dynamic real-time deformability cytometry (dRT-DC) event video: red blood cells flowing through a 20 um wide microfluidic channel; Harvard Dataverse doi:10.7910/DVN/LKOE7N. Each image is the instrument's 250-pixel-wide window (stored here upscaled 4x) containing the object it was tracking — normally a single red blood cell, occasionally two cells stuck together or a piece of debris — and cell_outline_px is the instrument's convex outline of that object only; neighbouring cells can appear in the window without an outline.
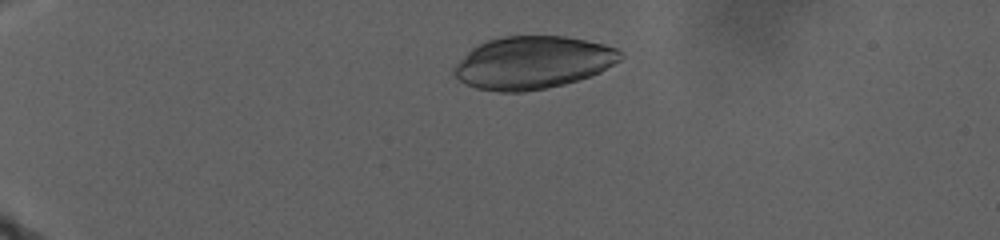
{"species": "human", "species_latin": "Homo sapiens", "temperature_condition": "warm", "stored_images_in_passage": 97, "camera_frame_rate_fps": 3000, "um_per_image_px": 0.085, "donor": {"sex": "male"}, "frame": {"image": 1, "passage_image": 1, "time_ms": 0.0, "image_size_px": [1000, 240], "cell_outline_px": [[624, 56], [620, 60], [600, 72], [564, 84], [524, 92], [500, 92], [476, 88], [460, 80], [452, 72], [452, 68], [472, 48], [488, 40], [504, 36], [564, 36], [604, 44], [616, 48], [624, 52]], "centroid_in_image_um": [45.3, 5.32], "position_along_channel_um": 39.7, "area_um2": 50.69}}
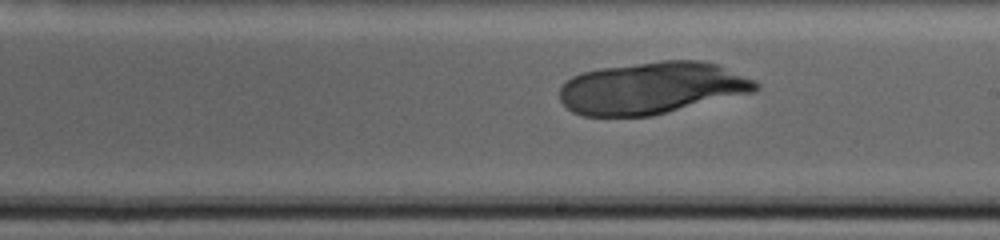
{"frame": {"image": 2, "passage_image": 52, "time_ms": 12.0, "image_size_px": [1000, 240], "cell_outline_px": [[760, 88], [756, 92], [652, 116], [580, 116], [572, 112], [560, 100], [560, 88], [564, 80], [580, 72], [600, 68], [660, 60], [700, 60], [716, 64], [756, 80], [760, 84]], "centroid_in_image_um": [55.42, 7.48], "position_along_channel_um": 233.6, "area_um2": 60.11}}
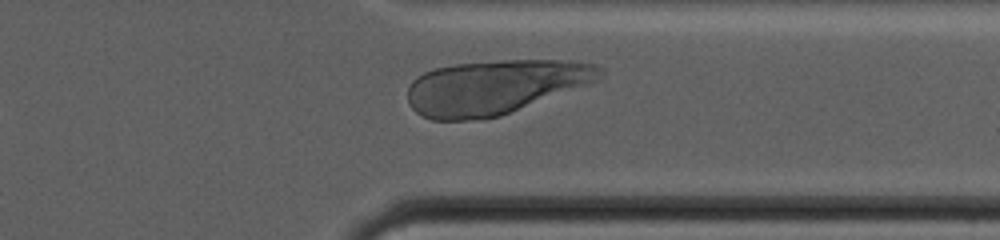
{"frame": {"image": 3, "passage_image": 86, "time_ms": 18.0, "image_size_px": [1000, 240], "cell_outline_px": [[604, 76], [588, 84], [500, 116], [468, 120], [432, 120], [416, 112], [412, 108], [408, 100], [408, 88], [412, 80], [416, 76], [424, 72], [436, 68], [456, 64], [500, 60], [568, 60], [596, 64], [604, 68]], "centroid_in_image_um": [42.07, 7.38], "position_along_channel_um": 369.3, "area_um2": 60.81}}